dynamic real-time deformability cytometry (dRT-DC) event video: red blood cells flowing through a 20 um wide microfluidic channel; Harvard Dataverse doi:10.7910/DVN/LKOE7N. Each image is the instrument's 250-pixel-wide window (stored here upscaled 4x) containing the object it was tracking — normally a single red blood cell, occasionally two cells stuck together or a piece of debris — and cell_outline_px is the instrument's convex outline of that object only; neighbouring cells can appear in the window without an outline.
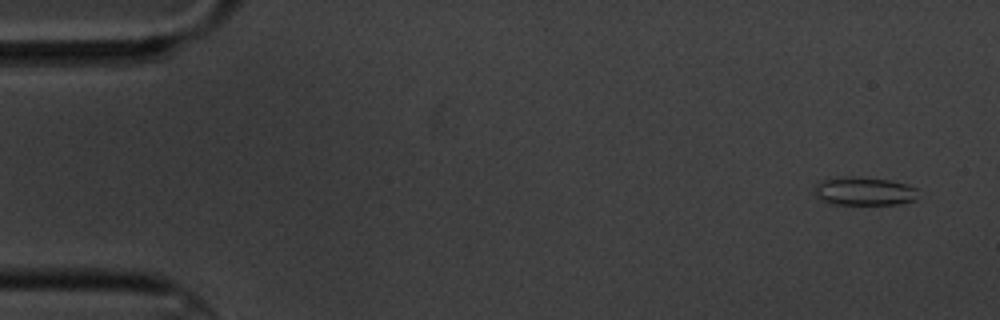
{"species": "common noctule bat (a hibernating species)", "species_latin": "Nyctalus noctula", "temperature_condition": "cold", "stored_images_in_passage": 6, "camera_frame_rate_fps": 3000, "um_per_image_px": 0.085, "animal": {"sex": "male", "body_mass_g": 20.1, "forearm_length_mm": 53.5}, "frame": {"image": 1, "passage_image": 1, "time_ms": 0.0, "image_size_px": [1000, 320], "cell_outline_px": [[916, 200], [900, 204], [828, 204], [816, 196], [812, 192], [816, 184], [820, 180], [848, 176], [860, 176], [892, 180], [916, 188]], "centroid_in_image_um": [73.4, 16.25], "position_along_channel_um": 11.6, "area_um2": 17.4}}
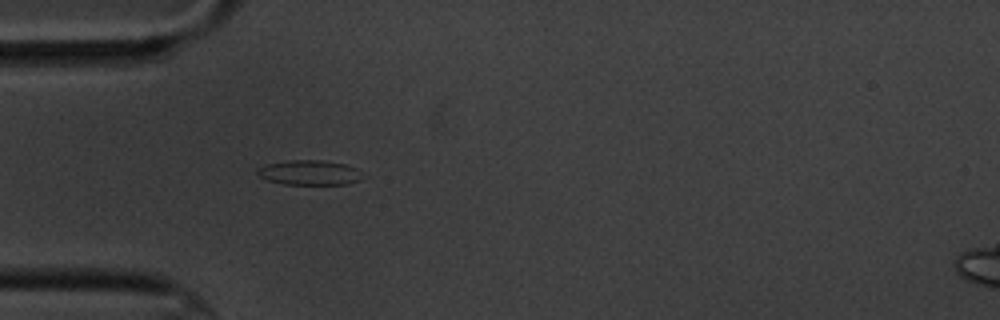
{"frame": {"image": 2, "passage_image": 5, "time_ms": 4.667, "image_size_px": [1000, 320], "cell_outline_px": [[360, 180], [348, 184], [284, 184], [268, 180], [260, 176], [256, 172], [256, 168], [264, 164], [292, 160], [324, 160], [344, 164], [356, 168]], "centroid_in_image_um": [26.23, 14.66], "position_along_channel_um": 58.8, "area_um2": 15.03}}